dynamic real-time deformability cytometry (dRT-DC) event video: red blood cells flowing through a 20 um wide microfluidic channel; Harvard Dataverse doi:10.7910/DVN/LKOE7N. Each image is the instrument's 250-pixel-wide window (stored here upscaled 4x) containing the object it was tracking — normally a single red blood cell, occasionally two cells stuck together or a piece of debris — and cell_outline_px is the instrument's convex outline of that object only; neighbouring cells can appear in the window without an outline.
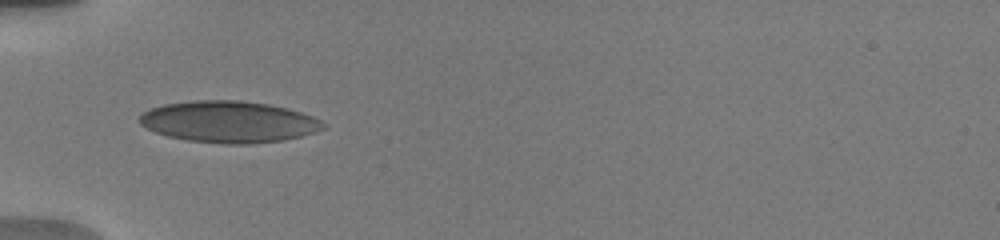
{"species": "human", "species_latin": "Homo sapiens", "temperature_condition": "warm", "stored_images_in_passage": 33, "camera_frame_rate_fps": 3000, "um_per_image_px": 0.085, "donor": {"sex": "male"}, "frame": {"image": 1, "passage_image": 1, "time_ms": 0.0, "image_size_px": [1000, 240], "cell_outline_px": [[328, 128], [316, 132], [284, 140], [252, 144], [228, 144], [188, 140], [168, 136], [156, 132], [140, 124], [140, 116], [144, 112], [152, 108], [164, 104], [192, 100], [240, 100], [268, 104], [300, 112], [312, 116], [320, 120]], "centroid_in_image_um": [19.48, 10.35], "position_along_channel_um": 65.5, "area_um2": 44.27}}
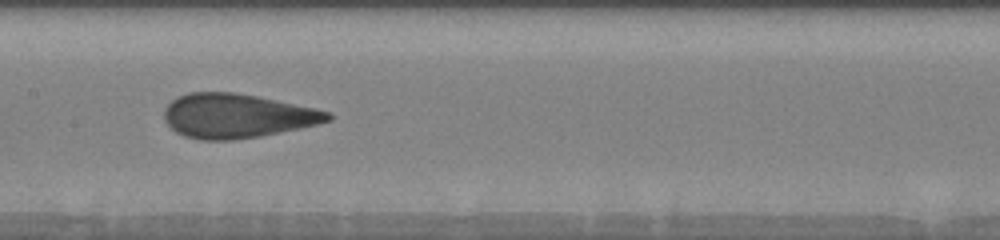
{"frame": {"image": 2, "passage_image": 11, "time_ms": 3.333, "image_size_px": [1000, 240], "cell_outline_px": [[332, 120], [300, 128], [260, 136], [232, 140], [200, 140], [184, 136], [176, 132], [164, 120], [164, 108], [176, 96], [188, 92], [232, 92], [256, 96], [316, 108], [328, 112], [332, 116]], "centroid_in_image_um": [20.1, 9.85], "position_along_channel_um": 187.3, "area_um2": 42.14}}
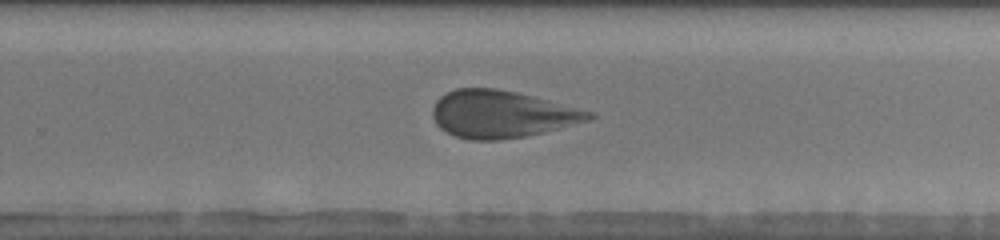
{"frame": {"image": 3, "passage_image": 18, "time_ms": 6.0, "image_size_px": [1000, 240], "cell_outline_px": [[596, 116], [588, 120], [524, 136], [500, 140], [472, 140], [456, 136], [440, 128], [436, 124], [432, 116], [432, 108], [436, 100], [440, 96], [456, 88], [496, 88], [516, 92], [596, 112]], "centroid_in_image_um": [42.6, 9.69], "position_along_channel_um": 287.2, "area_um2": 42.71}, "authors_computed_cell_mechanics": {"area_um2": 42.772, "velocity_mm_per_s": 3.7706, "shape_relaxation_time_tau1_ms": 8.0732, "shape_relaxation_time_tau2_ms": null, "deformation_change_tau1": 0.1898, "deformation_change_tau2": null}}